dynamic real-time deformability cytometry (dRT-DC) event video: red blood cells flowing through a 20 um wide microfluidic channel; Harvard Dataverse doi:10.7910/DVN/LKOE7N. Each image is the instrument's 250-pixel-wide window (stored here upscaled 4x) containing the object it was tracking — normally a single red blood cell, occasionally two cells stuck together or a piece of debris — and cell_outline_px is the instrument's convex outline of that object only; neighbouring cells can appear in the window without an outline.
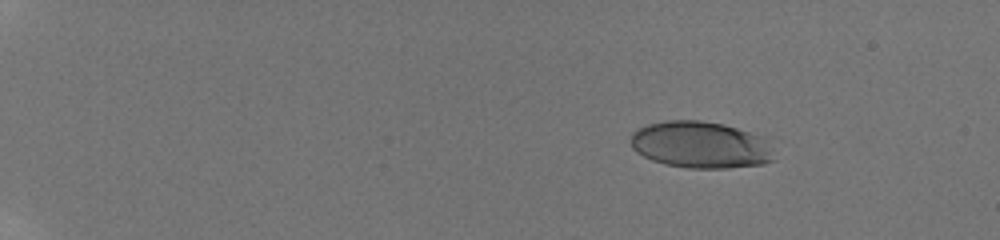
{"species": "human", "species_latin": "Homo sapiens", "temperature_condition": "room temperature", "stored_images_in_passage": 23, "camera_frame_rate_fps": 3000, "um_per_image_px": 0.085, "donor": {"sex": "male"}, "frame": {"image": 1, "passage_image": 5, "time_ms": 1.333, "image_size_px": [1000, 240], "cell_outline_px": [[776, 160], [764, 164], [728, 168], [688, 168], [664, 164], [652, 160], [636, 152], [632, 148], [632, 132], [648, 124], [664, 120], [700, 120], [724, 124], [748, 132], [764, 140]], "centroid_in_image_um": [59.5, 12.32], "position_along_channel_um": 25.5, "area_um2": 38.78}}
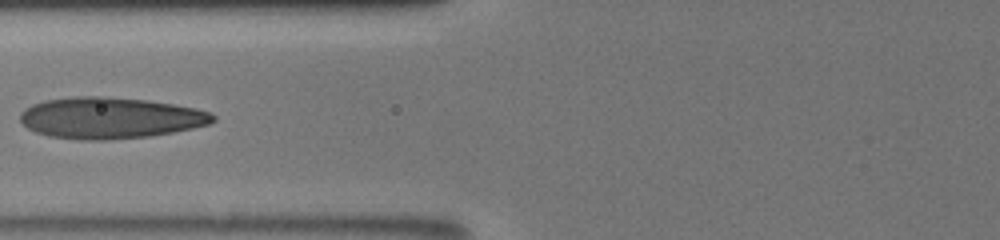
{"frame": {"image": 2, "passage_image": 12, "time_ms": 3.667, "image_size_px": [1000, 240], "cell_outline_px": [[216, 120], [208, 124], [192, 128], [172, 132], [148, 136], [104, 140], [80, 140], [48, 136], [36, 132], [28, 128], [20, 120], [20, 112], [24, 108], [32, 104], [44, 100], [76, 96], [104, 96], [148, 100], [196, 108], [212, 112], [216, 116]], "centroid_in_image_um": [9.35, 10.01], "position_along_channel_um": 116.5, "area_um2": 46.53}}
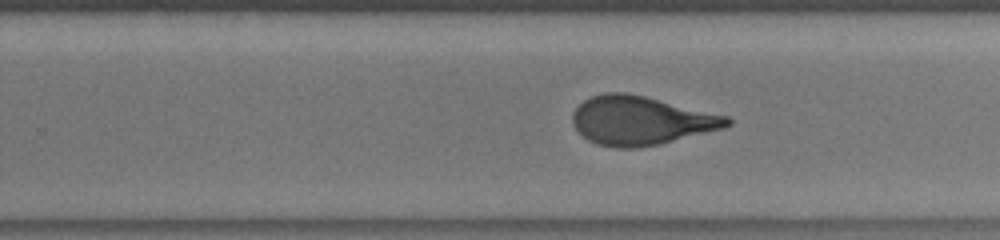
{"frame": {"image": 3, "passage_image": 21, "time_ms": 6.667, "image_size_px": [1000, 240], "cell_outline_px": [[732, 124], [724, 128], [660, 144], [632, 148], [616, 148], [596, 144], [588, 140], [572, 124], [572, 112], [584, 100], [592, 96], [604, 92], [624, 92], [644, 96], [728, 116], [732, 120]], "centroid_in_image_um": [54.46, 10.25], "position_along_channel_um": 275.3, "area_um2": 43.75}}